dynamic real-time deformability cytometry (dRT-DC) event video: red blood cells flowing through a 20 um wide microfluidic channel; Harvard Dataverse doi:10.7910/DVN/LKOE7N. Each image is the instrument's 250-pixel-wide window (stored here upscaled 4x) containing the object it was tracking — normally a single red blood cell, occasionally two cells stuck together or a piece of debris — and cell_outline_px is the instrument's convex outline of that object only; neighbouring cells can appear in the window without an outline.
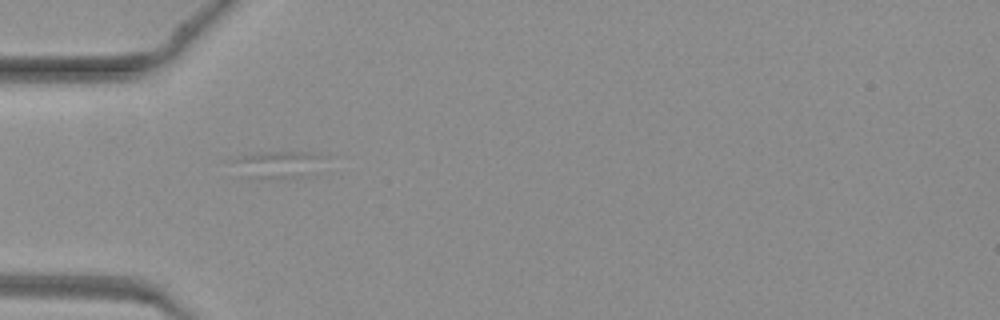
{"species": "common noctule bat (a hibernating species)", "species_latin": "Nyctalus noctula", "temperature_condition": "warm", "stored_images_in_passage": 6, "camera_frame_rate_fps": 3000, "um_per_image_px": 0.085, "animal": {"sex": "female", "body_mass_g": 19.3, "forearm_length_mm": 54.1}, "frame": {"image": 1, "passage_image": 1, "time_ms": 0.0, "image_size_px": [1000, 320], "cell_outline_px": [[328, 156], [316, 172], [296, 176], [248, 176], [228, 160], [240, 156], [256, 152], [320, 152]], "centroid_in_image_um": [23.75, 13.89], "position_along_channel_um": 61.3, "area_um2": 13.99}}